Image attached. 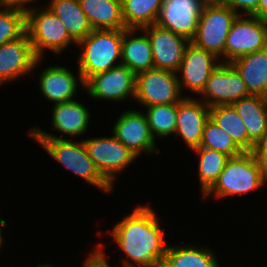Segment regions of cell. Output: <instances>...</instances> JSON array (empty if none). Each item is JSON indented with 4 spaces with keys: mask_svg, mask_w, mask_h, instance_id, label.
I'll use <instances>...</instances> for the list:
<instances>
[{
    "mask_svg": "<svg viewBox=\"0 0 267 267\" xmlns=\"http://www.w3.org/2000/svg\"><path fill=\"white\" fill-rule=\"evenodd\" d=\"M156 213L138 206L113 227L112 237L126 254L122 267H161L168 246Z\"/></svg>",
    "mask_w": 267,
    "mask_h": 267,
    "instance_id": "obj_1",
    "label": "cell"
},
{
    "mask_svg": "<svg viewBox=\"0 0 267 267\" xmlns=\"http://www.w3.org/2000/svg\"><path fill=\"white\" fill-rule=\"evenodd\" d=\"M267 182L264 166L251 151L230 157L214 186L203 196L211 194L217 199L233 195H242L257 190Z\"/></svg>",
    "mask_w": 267,
    "mask_h": 267,
    "instance_id": "obj_2",
    "label": "cell"
},
{
    "mask_svg": "<svg viewBox=\"0 0 267 267\" xmlns=\"http://www.w3.org/2000/svg\"><path fill=\"white\" fill-rule=\"evenodd\" d=\"M123 29L92 30L77 43L82 49L78 58V71L85 82L90 76L120 65Z\"/></svg>",
    "mask_w": 267,
    "mask_h": 267,
    "instance_id": "obj_3",
    "label": "cell"
},
{
    "mask_svg": "<svg viewBox=\"0 0 267 267\" xmlns=\"http://www.w3.org/2000/svg\"><path fill=\"white\" fill-rule=\"evenodd\" d=\"M46 152L60 164L80 176L87 183L96 188L111 193L113 186L100 174L91 160L84 145V141H70L68 139L34 138Z\"/></svg>",
    "mask_w": 267,
    "mask_h": 267,
    "instance_id": "obj_4",
    "label": "cell"
},
{
    "mask_svg": "<svg viewBox=\"0 0 267 267\" xmlns=\"http://www.w3.org/2000/svg\"><path fill=\"white\" fill-rule=\"evenodd\" d=\"M238 15L229 6L217 0H208L199 17L196 34L190 42L224 59L226 38Z\"/></svg>",
    "mask_w": 267,
    "mask_h": 267,
    "instance_id": "obj_5",
    "label": "cell"
},
{
    "mask_svg": "<svg viewBox=\"0 0 267 267\" xmlns=\"http://www.w3.org/2000/svg\"><path fill=\"white\" fill-rule=\"evenodd\" d=\"M26 33L35 55L41 59L45 49L58 55L67 46L75 43L62 21L47 7L39 11L34 6L26 9Z\"/></svg>",
    "mask_w": 267,
    "mask_h": 267,
    "instance_id": "obj_6",
    "label": "cell"
},
{
    "mask_svg": "<svg viewBox=\"0 0 267 267\" xmlns=\"http://www.w3.org/2000/svg\"><path fill=\"white\" fill-rule=\"evenodd\" d=\"M267 47V20L254 15H238L226 38L223 63Z\"/></svg>",
    "mask_w": 267,
    "mask_h": 267,
    "instance_id": "obj_7",
    "label": "cell"
},
{
    "mask_svg": "<svg viewBox=\"0 0 267 267\" xmlns=\"http://www.w3.org/2000/svg\"><path fill=\"white\" fill-rule=\"evenodd\" d=\"M177 73L151 69L136 75L135 99L142 106L176 104L183 97Z\"/></svg>",
    "mask_w": 267,
    "mask_h": 267,
    "instance_id": "obj_8",
    "label": "cell"
},
{
    "mask_svg": "<svg viewBox=\"0 0 267 267\" xmlns=\"http://www.w3.org/2000/svg\"><path fill=\"white\" fill-rule=\"evenodd\" d=\"M89 157L100 174L112 185L123 169L137 159L117 138L97 137L83 140Z\"/></svg>",
    "mask_w": 267,
    "mask_h": 267,
    "instance_id": "obj_9",
    "label": "cell"
},
{
    "mask_svg": "<svg viewBox=\"0 0 267 267\" xmlns=\"http://www.w3.org/2000/svg\"><path fill=\"white\" fill-rule=\"evenodd\" d=\"M207 106L233 104L249 96L245 82L231 63L220 62L211 72L205 88L200 93Z\"/></svg>",
    "mask_w": 267,
    "mask_h": 267,
    "instance_id": "obj_10",
    "label": "cell"
},
{
    "mask_svg": "<svg viewBox=\"0 0 267 267\" xmlns=\"http://www.w3.org/2000/svg\"><path fill=\"white\" fill-rule=\"evenodd\" d=\"M136 75L125 65L90 76L84 87L96 99L122 101L130 95L135 98Z\"/></svg>",
    "mask_w": 267,
    "mask_h": 267,
    "instance_id": "obj_11",
    "label": "cell"
},
{
    "mask_svg": "<svg viewBox=\"0 0 267 267\" xmlns=\"http://www.w3.org/2000/svg\"><path fill=\"white\" fill-rule=\"evenodd\" d=\"M208 0H164L156 24L191 41Z\"/></svg>",
    "mask_w": 267,
    "mask_h": 267,
    "instance_id": "obj_12",
    "label": "cell"
},
{
    "mask_svg": "<svg viewBox=\"0 0 267 267\" xmlns=\"http://www.w3.org/2000/svg\"><path fill=\"white\" fill-rule=\"evenodd\" d=\"M139 30L146 32L150 40L154 68L177 73L190 41L170 30L161 28L157 24Z\"/></svg>",
    "mask_w": 267,
    "mask_h": 267,
    "instance_id": "obj_13",
    "label": "cell"
},
{
    "mask_svg": "<svg viewBox=\"0 0 267 267\" xmlns=\"http://www.w3.org/2000/svg\"><path fill=\"white\" fill-rule=\"evenodd\" d=\"M113 136L127 147L136 157L142 152L158 153L145 114L136 110L124 112L112 128Z\"/></svg>",
    "mask_w": 267,
    "mask_h": 267,
    "instance_id": "obj_14",
    "label": "cell"
},
{
    "mask_svg": "<svg viewBox=\"0 0 267 267\" xmlns=\"http://www.w3.org/2000/svg\"><path fill=\"white\" fill-rule=\"evenodd\" d=\"M41 61V58L35 55L27 33L17 40L1 45L0 86L6 81L30 74L32 69L34 71Z\"/></svg>",
    "mask_w": 267,
    "mask_h": 267,
    "instance_id": "obj_15",
    "label": "cell"
},
{
    "mask_svg": "<svg viewBox=\"0 0 267 267\" xmlns=\"http://www.w3.org/2000/svg\"><path fill=\"white\" fill-rule=\"evenodd\" d=\"M214 54L194 46L191 42L186 47L182 63L177 71L182 74L178 77L179 88H187L191 92L201 93L205 88L211 72L221 62ZM216 61H219L216 63ZM182 81H181V80Z\"/></svg>",
    "mask_w": 267,
    "mask_h": 267,
    "instance_id": "obj_16",
    "label": "cell"
},
{
    "mask_svg": "<svg viewBox=\"0 0 267 267\" xmlns=\"http://www.w3.org/2000/svg\"><path fill=\"white\" fill-rule=\"evenodd\" d=\"M52 128L60 131L61 137L49 134L40 128L29 130L33 138L63 139V134L70 136L84 135L88 128L90 114L86 106L76 100L54 104L52 111Z\"/></svg>",
    "mask_w": 267,
    "mask_h": 267,
    "instance_id": "obj_17",
    "label": "cell"
},
{
    "mask_svg": "<svg viewBox=\"0 0 267 267\" xmlns=\"http://www.w3.org/2000/svg\"><path fill=\"white\" fill-rule=\"evenodd\" d=\"M210 118V107L203 100L183 97L177 103V123L174 136H181L190 149L200 146L203 129Z\"/></svg>",
    "mask_w": 267,
    "mask_h": 267,
    "instance_id": "obj_18",
    "label": "cell"
},
{
    "mask_svg": "<svg viewBox=\"0 0 267 267\" xmlns=\"http://www.w3.org/2000/svg\"><path fill=\"white\" fill-rule=\"evenodd\" d=\"M73 73L68 68L61 66H50L43 69L39 78L41 93L48 101L55 104L74 100L78 82L83 87L84 81L80 73L77 77Z\"/></svg>",
    "mask_w": 267,
    "mask_h": 267,
    "instance_id": "obj_19",
    "label": "cell"
},
{
    "mask_svg": "<svg viewBox=\"0 0 267 267\" xmlns=\"http://www.w3.org/2000/svg\"><path fill=\"white\" fill-rule=\"evenodd\" d=\"M138 29H123L121 45V63L127 66L135 75L140 72L154 69L152 46L146 34L135 35Z\"/></svg>",
    "mask_w": 267,
    "mask_h": 267,
    "instance_id": "obj_20",
    "label": "cell"
},
{
    "mask_svg": "<svg viewBox=\"0 0 267 267\" xmlns=\"http://www.w3.org/2000/svg\"><path fill=\"white\" fill-rule=\"evenodd\" d=\"M241 75L249 95L265 97L267 94V47L248 53L231 62Z\"/></svg>",
    "mask_w": 267,
    "mask_h": 267,
    "instance_id": "obj_21",
    "label": "cell"
},
{
    "mask_svg": "<svg viewBox=\"0 0 267 267\" xmlns=\"http://www.w3.org/2000/svg\"><path fill=\"white\" fill-rule=\"evenodd\" d=\"M93 30L126 29L121 0H79Z\"/></svg>",
    "mask_w": 267,
    "mask_h": 267,
    "instance_id": "obj_22",
    "label": "cell"
},
{
    "mask_svg": "<svg viewBox=\"0 0 267 267\" xmlns=\"http://www.w3.org/2000/svg\"><path fill=\"white\" fill-rule=\"evenodd\" d=\"M48 5L46 7L62 21L75 44L93 30L81 9L79 0H52Z\"/></svg>",
    "mask_w": 267,
    "mask_h": 267,
    "instance_id": "obj_23",
    "label": "cell"
},
{
    "mask_svg": "<svg viewBox=\"0 0 267 267\" xmlns=\"http://www.w3.org/2000/svg\"><path fill=\"white\" fill-rule=\"evenodd\" d=\"M246 126L248 138L255 144L267 130L265 97L249 95L232 104Z\"/></svg>",
    "mask_w": 267,
    "mask_h": 267,
    "instance_id": "obj_24",
    "label": "cell"
},
{
    "mask_svg": "<svg viewBox=\"0 0 267 267\" xmlns=\"http://www.w3.org/2000/svg\"><path fill=\"white\" fill-rule=\"evenodd\" d=\"M161 267H220L218 260L207 247L180 244L168 246Z\"/></svg>",
    "mask_w": 267,
    "mask_h": 267,
    "instance_id": "obj_25",
    "label": "cell"
},
{
    "mask_svg": "<svg viewBox=\"0 0 267 267\" xmlns=\"http://www.w3.org/2000/svg\"><path fill=\"white\" fill-rule=\"evenodd\" d=\"M210 118L243 150L252 151L254 143L248 138L246 126L232 104L210 107Z\"/></svg>",
    "mask_w": 267,
    "mask_h": 267,
    "instance_id": "obj_26",
    "label": "cell"
},
{
    "mask_svg": "<svg viewBox=\"0 0 267 267\" xmlns=\"http://www.w3.org/2000/svg\"><path fill=\"white\" fill-rule=\"evenodd\" d=\"M164 0H121L125 28L156 24Z\"/></svg>",
    "mask_w": 267,
    "mask_h": 267,
    "instance_id": "obj_27",
    "label": "cell"
},
{
    "mask_svg": "<svg viewBox=\"0 0 267 267\" xmlns=\"http://www.w3.org/2000/svg\"><path fill=\"white\" fill-rule=\"evenodd\" d=\"M193 151H195L200 157L198 176L204 196L217 182L220 173L224 169L230 157L221 152L204 147L195 148Z\"/></svg>",
    "mask_w": 267,
    "mask_h": 267,
    "instance_id": "obj_28",
    "label": "cell"
},
{
    "mask_svg": "<svg viewBox=\"0 0 267 267\" xmlns=\"http://www.w3.org/2000/svg\"><path fill=\"white\" fill-rule=\"evenodd\" d=\"M146 117L154 139L175 134L177 123V103L147 107Z\"/></svg>",
    "mask_w": 267,
    "mask_h": 267,
    "instance_id": "obj_29",
    "label": "cell"
},
{
    "mask_svg": "<svg viewBox=\"0 0 267 267\" xmlns=\"http://www.w3.org/2000/svg\"><path fill=\"white\" fill-rule=\"evenodd\" d=\"M199 147L215 150L229 157H235L244 152L211 118L205 123Z\"/></svg>",
    "mask_w": 267,
    "mask_h": 267,
    "instance_id": "obj_30",
    "label": "cell"
},
{
    "mask_svg": "<svg viewBox=\"0 0 267 267\" xmlns=\"http://www.w3.org/2000/svg\"><path fill=\"white\" fill-rule=\"evenodd\" d=\"M0 46L26 33V10L0 4Z\"/></svg>",
    "mask_w": 267,
    "mask_h": 267,
    "instance_id": "obj_31",
    "label": "cell"
},
{
    "mask_svg": "<svg viewBox=\"0 0 267 267\" xmlns=\"http://www.w3.org/2000/svg\"><path fill=\"white\" fill-rule=\"evenodd\" d=\"M222 4L229 6L233 11L240 15L239 9L242 15H254L258 17V5L259 0H217ZM239 8V9H238Z\"/></svg>",
    "mask_w": 267,
    "mask_h": 267,
    "instance_id": "obj_32",
    "label": "cell"
},
{
    "mask_svg": "<svg viewBox=\"0 0 267 267\" xmlns=\"http://www.w3.org/2000/svg\"><path fill=\"white\" fill-rule=\"evenodd\" d=\"M102 247L101 245L97 246L95 251L86 258L83 267H110Z\"/></svg>",
    "mask_w": 267,
    "mask_h": 267,
    "instance_id": "obj_33",
    "label": "cell"
},
{
    "mask_svg": "<svg viewBox=\"0 0 267 267\" xmlns=\"http://www.w3.org/2000/svg\"><path fill=\"white\" fill-rule=\"evenodd\" d=\"M254 157L264 166L267 172V130L262 137L254 144L251 151Z\"/></svg>",
    "mask_w": 267,
    "mask_h": 267,
    "instance_id": "obj_34",
    "label": "cell"
},
{
    "mask_svg": "<svg viewBox=\"0 0 267 267\" xmlns=\"http://www.w3.org/2000/svg\"><path fill=\"white\" fill-rule=\"evenodd\" d=\"M36 0H0V4L4 6H11V7H18L22 8L24 10L28 9V6H25L26 4L31 2H34Z\"/></svg>",
    "mask_w": 267,
    "mask_h": 267,
    "instance_id": "obj_35",
    "label": "cell"
},
{
    "mask_svg": "<svg viewBox=\"0 0 267 267\" xmlns=\"http://www.w3.org/2000/svg\"><path fill=\"white\" fill-rule=\"evenodd\" d=\"M258 17L267 20V0H259Z\"/></svg>",
    "mask_w": 267,
    "mask_h": 267,
    "instance_id": "obj_36",
    "label": "cell"
},
{
    "mask_svg": "<svg viewBox=\"0 0 267 267\" xmlns=\"http://www.w3.org/2000/svg\"><path fill=\"white\" fill-rule=\"evenodd\" d=\"M6 225V221L5 220H3V219H0V227L1 226H5ZM2 229L0 228V248L2 247L1 245H2V242H4L3 241V236H2Z\"/></svg>",
    "mask_w": 267,
    "mask_h": 267,
    "instance_id": "obj_37",
    "label": "cell"
},
{
    "mask_svg": "<svg viewBox=\"0 0 267 267\" xmlns=\"http://www.w3.org/2000/svg\"><path fill=\"white\" fill-rule=\"evenodd\" d=\"M37 267H53L51 264H39Z\"/></svg>",
    "mask_w": 267,
    "mask_h": 267,
    "instance_id": "obj_38",
    "label": "cell"
}]
</instances>
